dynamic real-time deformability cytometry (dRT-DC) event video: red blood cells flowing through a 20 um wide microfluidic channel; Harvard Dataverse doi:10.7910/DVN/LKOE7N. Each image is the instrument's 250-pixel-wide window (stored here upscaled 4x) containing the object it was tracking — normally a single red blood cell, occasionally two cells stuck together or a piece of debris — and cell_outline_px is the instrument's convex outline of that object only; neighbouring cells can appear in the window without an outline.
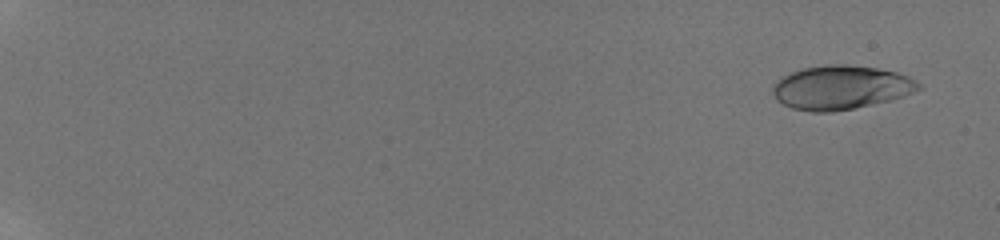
{"species": "human", "species_latin": "Homo sapiens", "temperature_condition": "room temperature", "stored_images_in_passage": 57, "camera_frame_rate_fps": 3000, "um_per_image_px": 0.085, "donor": {"sex": "male"}, "frame": {"image": 1, "passage_image": 4, "time_ms": 1.0, "image_size_px": [1000, 240], "cell_outline_px": [[924, 88], [892, 100], [856, 108], [832, 112], [812, 112], [792, 108], [776, 100], [772, 92], [772, 84], [780, 76], [788, 72], [804, 68], [824, 64], [848, 64], [876, 68], [896, 72], [908, 76], [916, 80]], "centroid_in_image_um": [71.45, 7.43], "position_along_channel_um": 13.6, "area_um2": 37.86}}
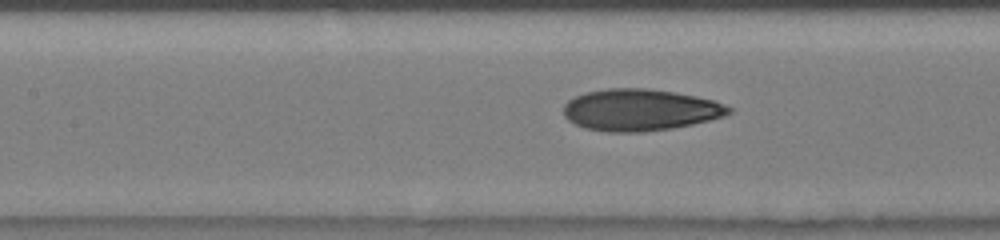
{"frame": {"image": 2, "passage_image": 31, "time_ms": 10.0, "image_size_px": [1000, 240], "cell_outline_px": [[732, 112], [724, 116], [692, 124], [672, 128], [644, 132], [608, 132], [584, 128], [568, 120], [564, 116], [564, 104], [568, 100], [584, 92], [608, 88], [644, 88], [676, 92], [696, 96], [712, 100], [724, 104], [732, 108]], "centroid_in_image_um": [54.39, 9.34], "position_along_channel_um": 153.0, "area_um2": 40.23}}
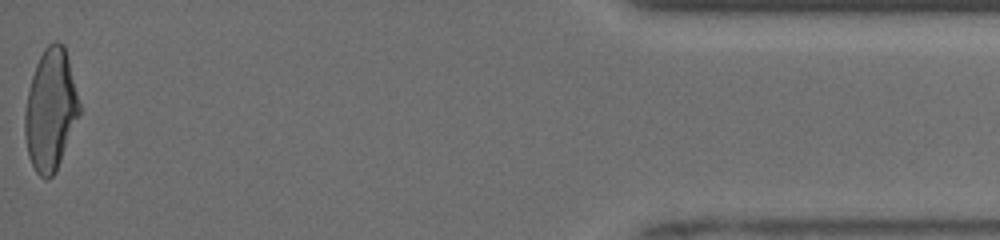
{"frame": {"image": 3, "passage_image": 57, "time_ms": 18.667, "image_size_px": [1000, 240], "cell_outline_px": [[80, 116], [60, 160], [52, 176], [48, 180], [44, 180], [36, 172], [28, 156], [24, 136], [24, 112], [28, 92], [32, 76], [36, 64], [44, 48], [48, 44], [56, 40], [64, 44], [80, 104]], "centroid_in_image_um": [4.29, 9.34], "position_along_channel_um": 430.9, "area_um2": 38.49}, "authors_computed_cell_mechanics": {"area_um2": 38.2058, "velocity_mm_per_s": 3.9728, "shape_relaxation_time_tau1_ms": 5.8606, "shape_relaxation_time_tau2_ms": 1.2759, "deformation_change_tau1": 0.198, "deformation_change_tau2": 0.0787}}